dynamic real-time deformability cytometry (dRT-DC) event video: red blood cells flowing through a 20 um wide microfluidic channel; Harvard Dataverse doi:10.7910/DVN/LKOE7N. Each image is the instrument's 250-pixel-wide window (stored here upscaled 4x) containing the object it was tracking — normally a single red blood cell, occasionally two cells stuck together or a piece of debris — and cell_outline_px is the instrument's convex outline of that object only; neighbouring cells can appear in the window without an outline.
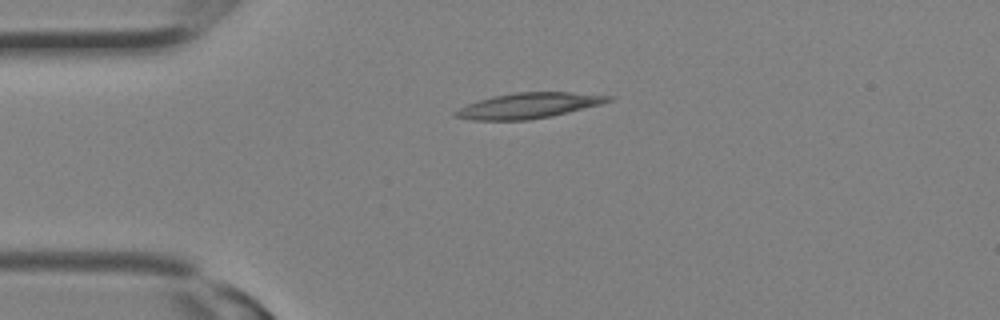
{"species": "Egyptian fruit bat (a non-hibernating species)", "species_latin": "Rousettus aegyptiacus", "temperature_condition": "room temperature", "stored_images_in_passage": 19, "camera_frame_rate_fps": 3000, "um_per_image_px": 0.085, "animal": {"sex": "female"}, "frame": {"image": 1, "passage_image": 1, "time_ms": 0.0, "image_size_px": [1000, 320], "cell_outline_px": [[616, 96], [612, 100], [600, 104], [552, 116], [528, 120], [472, 120], [452, 116], [452, 112], [468, 104], [492, 96], [516, 92], [568, 92]], "centroid_in_image_um": [44.92, 8.97], "position_along_channel_um": 40.1, "area_um2": 22.6}}
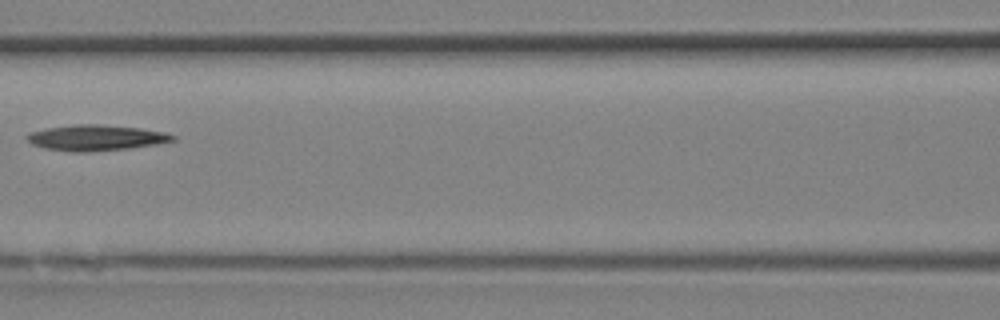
{"frame": {"image": 2, "passage_image": 7, "time_ms": 2.0, "image_size_px": [1000, 320], "cell_outline_px": [[176, 140], [156, 144], [128, 148], [84, 152], [72, 152], [44, 148], [32, 144], [24, 136], [28, 132], [48, 128], [76, 124], [100, 124], [140, 128], [164, 132], [176, 136]], "centroid_in_image_um": [8.13, 11.7], "position_along_channel_um": 158.5, "area_um2": 21.79}}
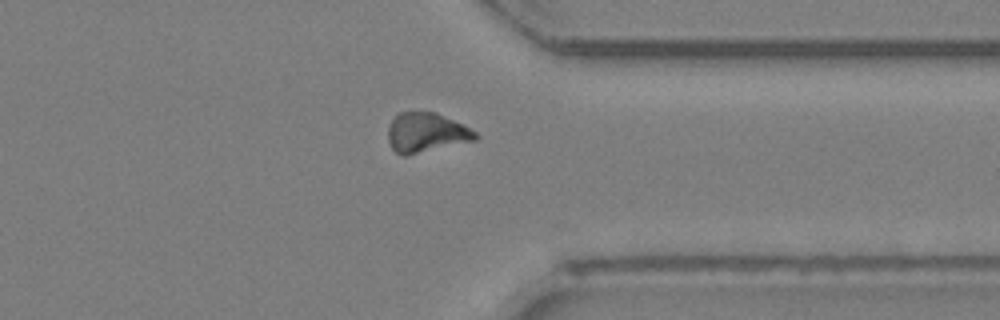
{"frame": {"image": 3, "passage_image": 16, "time_ms": 5.0, "image_size_px": [1000, 320], "cell_outline_px": [[480, 136], [476, 140], [408, 156], [404, 156], [396, 152], [392, 148], [388, 140], [388, 124], [400, 112], [436, 112], [464, 124], [476, 132]], "centroid_in_image_um": [36.25, 11.28], "position_along_channel_um": 375.2, "area_um2": 20.4}}